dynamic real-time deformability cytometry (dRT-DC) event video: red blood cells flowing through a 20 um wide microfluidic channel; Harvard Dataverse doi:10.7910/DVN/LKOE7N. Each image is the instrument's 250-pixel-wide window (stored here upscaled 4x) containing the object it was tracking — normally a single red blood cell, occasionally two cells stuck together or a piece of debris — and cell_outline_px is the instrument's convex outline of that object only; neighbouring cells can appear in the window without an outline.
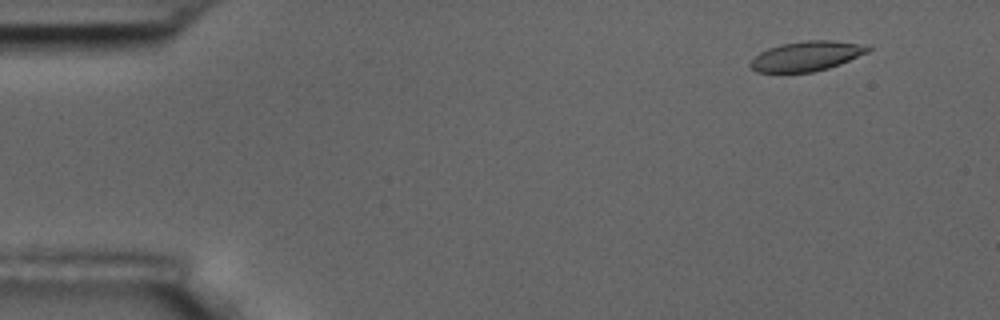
{"species": "common noctule bat (a hibernating species)", "species_latin": "Nyctalus noctula", "temperature_condition": "room temperature", "stored_images_in_passage": 5, "camera_frame_rate_fps": 3000, "um_per_image_px": 0.085, "animal": {"sex": "male", "body_mass_g": 17.5, "forearm_length_mm": 52.3}, "frame": {"image": 1, "passage_image": 2, "time_ms": 1.333, "image_size_px": [1000, 320], "cell_outline_px": [[872, 48], [868, 52], [840, 64], [828, 68], [812, 72], [756, 72], [748, 64], [760, 52], [768, 48], [780, 44], [808, 40], [832, 40], [868, 44]], "centroid_in_image_um": [68.59, 4.75], "position_along_channel_um": 16.4, "area_um2": 20.46}}
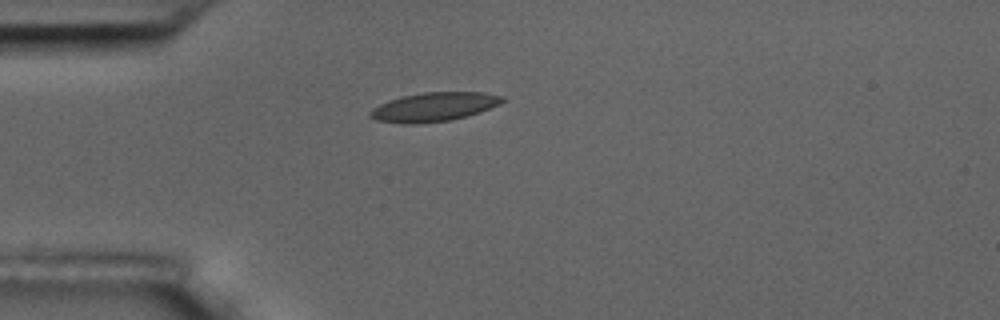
{"frame": {"image": 2, "passage_image": 5, "time_ms": 4.667, "image_size_px": [1000, 320], "cell_outline_px": [[504, 100], [500, 104], [480, 112], [468, 116], [452, 120], [412, 124], [404, 124], [376, 120], [368, 116], [368, 112], [372, 108], [388, 100], [400, 96], [424, 92], [484, 92], [504, 96]], "centroid_in_image_um": [36.87, 9.08], "position_along_channel_um": 48.1, "area_um2": 22.54}}